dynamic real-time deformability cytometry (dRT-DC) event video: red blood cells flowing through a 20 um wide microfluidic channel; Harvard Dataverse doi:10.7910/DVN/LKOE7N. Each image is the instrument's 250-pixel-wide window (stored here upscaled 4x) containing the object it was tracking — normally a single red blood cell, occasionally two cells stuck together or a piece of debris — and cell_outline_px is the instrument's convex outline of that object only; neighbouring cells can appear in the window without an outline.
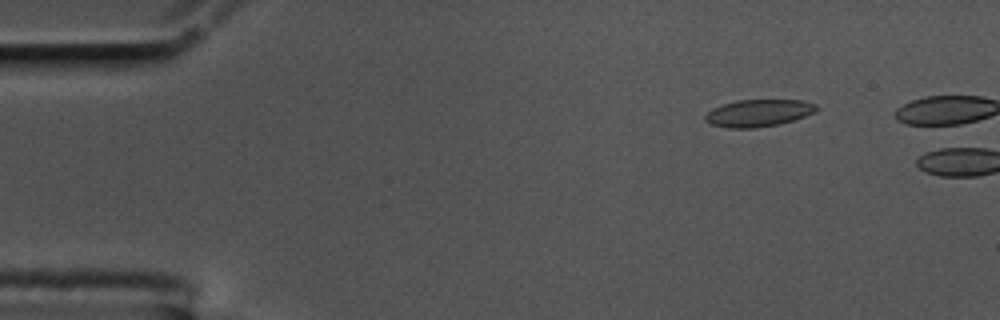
{"species": "common noctule bat (a hibernating species)", "species_latin": "Nyctalus noctula", "temperature_condition": "cold", "stored_images_in_passage": 3, "camera_frame_rate_fps": 3000, "um_per_image_px": 0.085, "animal": {"sex": "male", "body_mass_g": 17.5, "forearm_length_mm": 52.3}, "frame": {"image": 1, "passage_image": 1, "time_ms": 0.0, "image_size_px": [1000, 320], "cell_outline_px": [[820, 108], [816, 112], [780, 124], [756, 128], [728, 128], [712, 124], [704, 120], [704, 116], [712, 108], [736, 100], [804, 100], [816, 104]], "centroid_in_image_um": [64.49, 9.6], "position_along_channel_um": 20.5, "area_um2": 17.69}}